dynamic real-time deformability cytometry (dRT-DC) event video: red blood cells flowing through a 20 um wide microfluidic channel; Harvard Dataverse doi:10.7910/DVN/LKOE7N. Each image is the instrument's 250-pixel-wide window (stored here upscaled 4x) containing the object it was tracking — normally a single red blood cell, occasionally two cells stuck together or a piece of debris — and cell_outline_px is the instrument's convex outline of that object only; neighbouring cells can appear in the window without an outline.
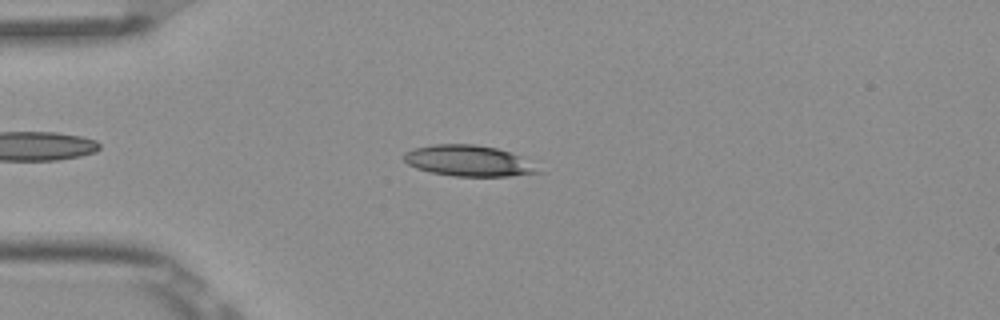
{"species": "Egyptian fruit bat (a non-hibernating species)", "species_latin": "Rousettus aegyptiacus", "temperature_condition": "room temperature", "stored_images_in_passage": 4, "camera_frame_rate_fps": 3000, "um_per_image_px": 0.085, "frame": {"image": 1, "passage_image": 4, "time_ms": 1.0, "image_size_px": [1000, 320], "cell_outline_px": [[544, 172], [508, 176], [452, 176], [432, 172], [416, 168], [408, 164], [404, 160], [404, 152], [412, 148], [436, 144], [476, 144], [496, 148], [540, 160]], "centroid_in_image_um": [40.02, 13.66], "position_along_channel_um": 45.0, "area_um2": 25.09}}